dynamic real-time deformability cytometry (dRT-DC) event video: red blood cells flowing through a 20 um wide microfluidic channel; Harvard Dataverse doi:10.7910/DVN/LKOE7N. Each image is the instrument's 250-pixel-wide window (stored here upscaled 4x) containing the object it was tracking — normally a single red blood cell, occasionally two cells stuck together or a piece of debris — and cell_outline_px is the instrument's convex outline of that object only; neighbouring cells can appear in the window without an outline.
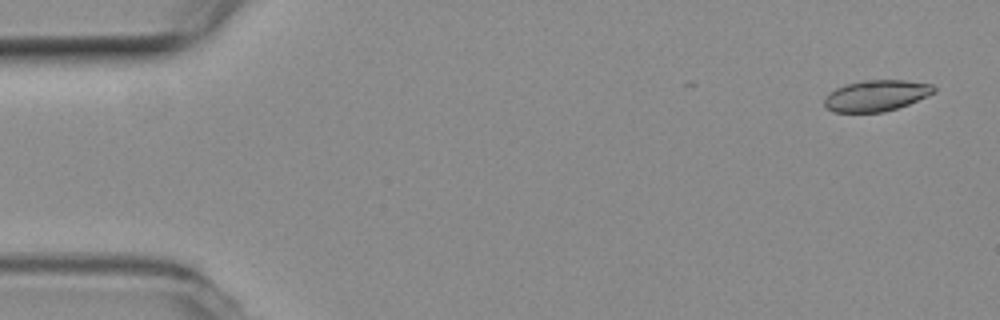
{"species": "common noctule bat (a hibernating species)", "species_latin": "Nyctalus noctula", "temperature_condition": "room temperature", "stored_images_in_passage": 14, "camera_frame_rate_fps": 3000, "um_per_image_px": 0.085, "animal": {"sex": "female", "body_mass_g": 19.3, "forearm_length_mm": 54.1}, "frame": {"image": 1, "passage_image": 1, "time_ms": 0.0, "image_size_px": [1000, 320], "cell_outline_px": [[936, 92], [908, 104], [884, 112], [836, 112], [828, 108], [824, 104], [824, 100], [828, 92], [844, 84], [864, 80], [904, 80], [932, 84], [936, 88]], "centroid_in_image_um": [74.48, 8.11], "position_along_channel_um": 10.5, "area_um2": 19.83}}
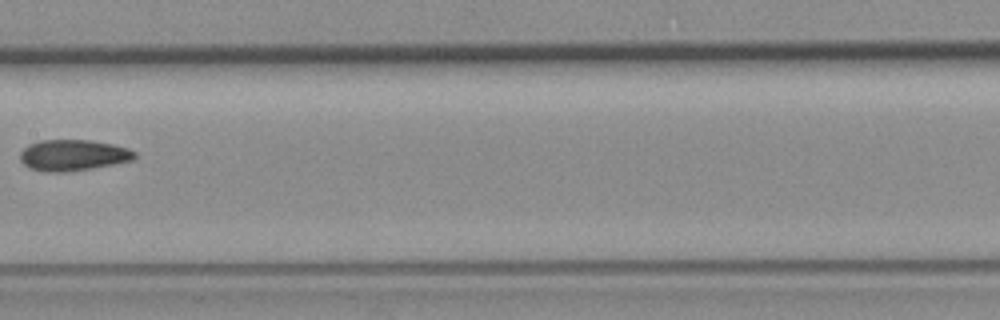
{"frame": {"image": 2, "passage_image": 7, "time_ms": 2.0, "image_size_px": [1000, 320], "cell_outline_px": [[136, 156], [132, 160], [92, 168], [68, 172], [44, 172], [28, 168], [20, 160], [20, 152], [28, 144], [40, 140], [88, 140], [112, 144], [128, 148], [136, 152]], "centroid_in_image_um": [6.17, 13.19], "position_along_channel_um": 201.2, "area_um2": 20.81}}
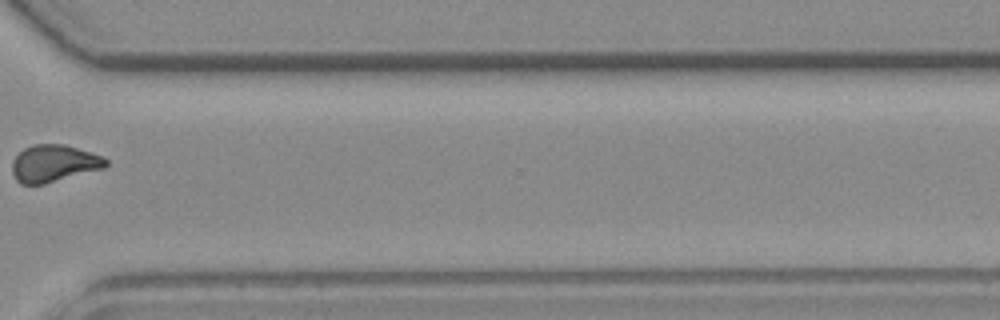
{"frame": {"image": 3, "passage_image": 11, "time_ms": 3.333, "image_size_px": [1000, 320], "cell_outline_px": [[108, 164], [104, 168], [44, 184], [20, 184], [16, 180], [12, 172], [12, 160], [24, 148], [32, 144], [64, 144], [92, 152], [104, 156], [108, 160]], "centroid_in_image_um": [4.59, 13.88], "position_along_channel_um": 366.0, "area_um2": 20.4}}